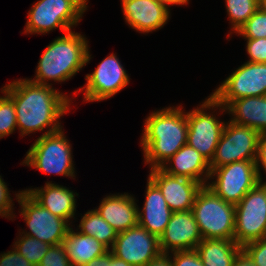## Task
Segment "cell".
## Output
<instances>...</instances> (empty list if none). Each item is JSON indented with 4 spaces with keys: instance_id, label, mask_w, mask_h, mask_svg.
Returning a JSON list of instances; mask_svg holds the SVG:
<instances>
[{
    "instance_id": "1",
    "label": "cell",
    "mask_w": 266,
    "mask_h": 266,
    "mask_svg": "<svg viewBox=\"0 0 266 266\" xmlns=\"http://www.w3.org/2000/svg\"><path fill=\"white\" fill-rule=\"evenodd\" d=\"M51 85L20 78L2 88L13 99L22 137L46 127L49 129L42 136L62 129L59 119L70 110L71 99Z\"/></svg>"
},
{
    "instance_id": "2",
    "label": "cell",
    "mask_w": 266,
    "mask_h": 266,
    "mask_svg": "<svg viewBox=\"0 0 266 266\" xmlns=\"http://www.w3.org/2000/svg\"><path fill=\"white\" fill-rule=\"evenodd\" d=\"M180 106L154 111L145 120L141 146L151 169L163 166L187 143V112Z\"/></svg>"
},
{
    "instance_id": "3",
    "label": "cell",
    "mask_w": 266,
    "mask_h": 266,
    "mask_svg": "<svg viewBox=\"0 0 266 266\" xmlns=\"http://www.w3.org/2000/svg\"><path fill=\"white\" fill-rule=\"evenodd\" d=\"M86 39L84 35L72 30L54 39L41 55L35 79L29 80L49 85V80L64 82L71 79L91 59Z\"/></svg>"
},
{
    "instance_id": "4",
    "label": "cell",
    "mask_w": 266,
    "mask_h": 266,
    "mask_svg": "<svg viewBox=\"0 0 266 266\" xmlns=\"http://www.w3.org/2000/svg\"><path fill=\"white\" fill-rule=\"evenodd\" d=\"M191 211L203 239L234 240L235 205L221 199L206 185L198 191Z\"/></svg>"
},
{
    "instance_id": "5",
    "label": "cell",
    "mask_w": 266,
    "mask_h": 266,
    "mask_svg": "<svg viewBox=\"0 0 266 266\" xmlns=\"http://www.w3.org/2000/svg\"><path fill=\"white\" fill-rule=\"evenodd\" d=\"M87 0H39L28 12L24 33H48L59 28L64 33L76 26L87 10Z\"/></svg>"
},
{
    "instance_id": "6",
    "label": "cell",
    "mask_w": 266,
    "mask_h": 266,
    "mask_svg": "<svg viewBox=\"0 0 266 266\" xmlns=\"http://www.w3.org/2000/svg\"><path fill=\"white\" fill-rule=\"evenodd\" d=\"M69 140L60 129L57 132L41 135L27 151L23 165L43 173H53L75 177L72 149Z\"/></svg>"
},
{
    "instance_id": "7",
    "label": "cell",
    "mask_w": 266,
    "mask_h": 266,
    "mask_svg": "<svg viewBox=\"0 0 266 266\" xmlns=\"http://www.w3.org/2000/svg\"><path fill=\"white\" fill-rule=\"evenodd\" d=\"M199 106L187 112V144L196 149L210 163L226 123L218 121L215 114H208L206 109L217 108L222 112L227 110L211 95Z\"/></svg>"
},
{
    "instance_id": "8",
    "label": "cell",
    "mask_w": 266,
    "mask_h": 266,
    "mask_svg": "<svg viewBox=\"0 0 266 266\" xmlns=\"http://www.w3.org/2000/svg\"><path fill=\"white\" fill-rule=\"evenodd\" d=\"M266 236V183L258 182L235 205L234 241L244 244Z\"/></svg>"
},
{
    "instance_id": "9",
    "label": "cell",
    "mask_w": 266,
    "mask_h": 266,
    "mask_svg": "<svg viewBox=\"0 0 266 266\" xmlns=\"http://www.w3.org/2000/svg\"><path fill=\"white\" fill-rule=\"evenodd\" d=\"M16 200L21 205L19 212L26 221L29 232H22L50 245L63 243L71 226L65 219L53 215L40 205L27 191L15 193Z\"/></svg>"
},
{
    "instance_id": "10",
    "label": "cell",
    "mask_w": 266,
    "mask_h": 266,
    "mask_svg": "<svg viewBox=\"0 0 266 266\" xmlns=\"http://www.w3.org/2000/svg\"><path fill=\"white\" fill-rule=\"evenodd\" d=\"M255 161H236L213 169L209 180L216 179L206 186L224 201L238 204L259 182Z\"/></svg>"
},
{
    "instance_id": "11",
    "label": "cell",
    "mask_w": 266,
    "mask_h": 266,
    "mask_svg": "<svg viewBox=\"0 0 266 266\" xmlns=\"http://www.w3.org/2000/svg\"><path fill=\"white\" fill-rule=\"evenodd\" d=\"M260 132L228 121L223 129L210 170L236 161L256 160Z\"/></svg>"
},
{
    "instance_id": "12",
    "label": "cell",
    "mask_w": 266,
    "mask_h": 266,
    "mask_svg": "<svg viewBox=\"0 0 266 266\" xmlns=\"http://www.w3.org/2000/svg\"><path fill=\"white\" fill-rule=\"evenodd\" d=\"M210 95L225 108L244 97L266 96V63L245 62Z\"/></svg>"
},
{
    "instance_id": "13",
    "label": "cell",
    "mask_w": 266,
    "mask_h": 266,
    "mask_svg": "<svg viewBox=\"0 0 266 266\" xmlns=\"http://www.w3.org/2000/svg\"><path fill=\"white\" fill-rule=\"evenodd\" d=\"M87 80L85 87L76 90L84 91L86 102H96L109 99L129 84V75L123 68L119 58L110 54L99 63L91 74L85 76Z\"/></svg>"
},
{
    "instance_id": "14",
    "label": "cell",
    "mask_w": 266,
    "mask_h": 266,
    "mask_svg": "<svg viewBox=\"0 0 266 266\" xmlns=\"http://www.w3.org/2000/svg\"><path fill=\"white\" fill-rule=\"evenodd\" d=\"M110 251L133 266H145L162 252L159 237L140 225L117 233Z\"/></svg>"
},
{
    "instance_id": "15",
    "label": "cell",
    "mask_w": 266,
    "mask_h": 266,
    "mask_svg": "<svg viewBox=\"0 0 266 266\" xmlns=\"http://www.w3.org/2000/svg\"><path fill=\"white\" fill-rule=\"evenodd\" d=\"M148 178L160 189L173 212L191 210L196 195L203 186L200 182L170 175L161 168L151 169Z\"/></svg>"
},
{
    "instance_id": "16",
    "label": "cell",
    "mask_w": 266,
    "mask_h": 266,
    "mask_svg": "<svg viewBox=\"0 0 266 266\" xmlns=\"http://www.w3.org/2000/svg\"><path fill=\"white\" fill-rule=\"evenodd\" d=\"M159 240L161 251L172 253L195 250L203 238L193 212L188 210L172 213L166 229Z\"/></svg>"
},
{
    "instance_id": "17",
    "label": "cell",
    "mask_w": 266,
    "mask_h": 266,
    "mask_svg": "<svg viewBox=\"0 0 266 266\" xmlns=\"http://www.w3.org/2000/svg\"><path fill=\"white\" fill-rule=\"evenodd\" d=\"M125 21L140 33L164 27L170 15L168 4L160 0H121Z\"/></svg>"
},
{
    "instance_id": "18",
    "label": "cell",
    "mask_w": 266,
    "mask_h": 266,
    "mask_svg": "<svg viewBox=\"0 0 266 266\" xmlns=\"http://www.w3.org/2000/svg\"><path fill=\"white\" fill-rule=\"evenodd\" d=\"M160 168L170 175L185 177L203 186L207 184L211 172L209 162L187 143Z\"/></svg>"
},
{
    "instance_id": "19",
    "label": "cell",
    "mask_w": 266,
    "mask_h": 266,
    "mask_svg": "<svg viewBox=\"0 0 266 266\" xmlns=\"http://www.w3.org/2000/svg\"><path fill=\"white\" fill-rule=\"evenodd\" d=\"M138 209L135 198L127 193L106 196L96 208L117 233L138 225Z\"/></svg>"
},
{
    "instance_id": "20",
    "label": "cell",
    "mask_w": 266,
    "mask_h": 266,
    "mask_svg": "<svg viewBox=\"0 0 266 266\" xmlns=\"http://www.w3.org/2000/svg\"><path fill=\"white\" fill-rule=\"evenodd\" d=\"M145 203L138 209V225L160 238L171 218L173 211L168 207L160 189L148 178Z\"/></svg>"
},
{
    "instance_id": "21",
    "label": "cell",
    "mask_w": 266,
    "mask_h": 266,
    "mask_svg": "<svg viewBox=\"0 0 266 266\" xmlns=\"http://www.w3.org/2000/svg\"><path fill=\"white\" fill-rule=\"evenodd\" d=\"M25 189L40 205L49 210L53 215L65 219H75L76 199L74 193L67 187L47 182L44 187Z\"/></svg>"
},
{
    "instance_id": "22",
    "label": "cell",
    "mask_w": 266,
    "mask_h": 266,
    "mask_svg": "<svg viewBox=\"0 0 266 266\" xmlns=\"http://www.w3.org/2000/svg\"><path fill=\"white\" fill-rule=\"evenodd\" d=\"M229 115H233L230 121L266 132V96L244 97L232 101L227 107Z\"/></svg>"
},
{
    "instance_id": "23",
    "label": "cell",
    "mask_w": 266,
    "mask_h": 266,
    "mask_svg": "<svg viewBox=\"0 0 266 266\" xmlns=\"http://www.w3.org/2000/svg\"><path fill=\"white\" fill-rule=\"evenodd\" d=\"M62 244L72 266H82L109 251L96 238L80 233L78 229L75 232L71 227Z\"/></svg>"
},
{
    "instance_id": "24",
    "label": "cell",
    "mask_w": 266,
    "mask_h": 266,
    "mask_svg": "<svg viewBox=\"0 0 266 266\" xmlns=\"http://www.w3.org/2000/svg\"><path fill=\"white\" fill-rule=\"evenodd\" d=\"M242 246L234 240L203 239L196 247L203 266H232Z\"/></svg>"
},
{
    "instance_id": "25",
    "label": "cell",
    "mask_w": 266,
    "mask_h": 266,
    "mask_svg": "<svg viewBox=\"0 0 266 266\" xmlns=\"http://www.w3.org/2000/svg\"><path fill=\"white\" fill-rule=\"evenodd\" d=\"M79 232L96 238L109 250L117 237L114 228L103 219L96 209L87 211L80 220Z\"/></svg>"
},
{
    "instance_id": "26",
    "label": "cell",
    "mask_w": 266,
    "mask_h": 266,
    "mask_svg": "<svg viewBox=\"0 0 266 266\" xmlns=\"http://www.w3.org/2000/svg\"><path fill=\"white\" fill-rule=\"evenodd\" d=\"M227 14L231 22V30L238 29L257 11L260 0H225Z\"/></svg>"
},
{
    "instance_id": "27",
    "label": "cell",
    "mask_w": 266,
    "mask_h": 266,
    "mask_svg": "<svg viewBox=\"0 0 266 266\" xmlns=\"http://www.w3.org/2000/svg\"><path fill=\"white\" fill-rule=\"evenodd\" d=\"M13 246L16 251L30 263L34 266H38L52 245L42 242L32 236L22 234L19 236L18 240L15 241Z\"/></svg>"
},
{
    "instance_id": "28",
    "label": "cell",
    "mask_w": 266,
    "mask_h": 266,
    "mask_svg": "<svg viewBox=\"0 0 266 266\" xmlns=\"http://www.w3.org/2000/svg\"><path fill=\"white\" fill-rule=\"evenodd\" d=\"M0 96V139L12 134L17 128L13 99L2 89Z\"/></svg>"
},
{
    "instance_id": "29",
    "label": "cell",
    "mask_w": 266,
    "mask_h": 266,
    "mask_svg": "<svg viewBox=\"0 0 266 266\" xmlns=\"http://www.w3.org/2000/svg\"><path fill=\"white\" fill-rule=\"evenodd\" d=\"M236 34L242 35L244 39L266 38V12L259 7Z\"/></svg>"
},
{
    "instance_id": "30",
    "label": "cell",
    "mask_w": 266,
    "mask_h": 266,
    "mask_svg": "<svg viewBox=\"0 0 266 266\" xmlns=\"http://www.w3.org/2000/svg\"><path fill=\"white\" fill-rule=\"evenodd\" d=\"M38 266H72L63 244L53 245L46 252Z\"/></svg>"
},
{
    "instance_id": "31",
    "label": "cell",
    "mask_w": 266,
    "mask_h": 266,
    "mask_svg": "<svg viewBox=\"0 0 266 266\" xmlns=\"http://www.w3.org/2000/svg\"><path fill=\"white\" fill-rule=\"evenodd\" d=\"M242 249L256 266H266V236L244 244Z\"/></svg>"
},
{
    "instance_id": "32",
    "label": "cell",
    "mask_w": 266,
    "mask_h": 266,
    "mask_svg": "<svg viewBox=\"0 0 266 266\" xmlns=\"http://www.w3.org/2000/svg\"><path fill=\"white\" fill-rule=\"evenodd\" d=\"M246 51L249 55L248 62L266 63V38L245 39Z\"/></svg>"
},
{
    "instance_id": "33",
    "label": "cell",
    "mask_w": 266,
    "mask_h": 266,
    "mask_svg": "<svg viewBox=\"0 0 266 266\" xmlns=\"http://www.w3.org/2000/svg\"><path fill=\"white\" fill-rule=\"evenodd\" d=\"M171 261L173 266H203L202 260L196 250L172 252Z\"/></svg>"
},
{
    "instance_id": "34",
    "label": "cell",
    "mask_w": 266,
    "mask_h": 266,
    "mask_svg": "<svg viewBox=\"0 0 266 266\" xmlns=\"http://www.w3.org/2000/svg\"><path fill=\"white\" fill-rule=\"evenodd\" d=\"M9 193L8 187L0 175V216L12 220L15 216L13 214L14 208H12L14 204L12 203L13 199L10 197L11 195Z\"/></svg>"
},
{
    "instance_id": "35",
    "label": "cell",
    "mask_w": 266,
    "mask_h": 266,
    "mask_svg": "<svg viewBox=\"0 0 266 266\" xmlns=\"http://www.w3.org/2000/svg\"><path fill=\"white\" fill-rule=\"evenodd\" d=\"M0 266H34L25 257L20 255L16 249L0 254Z\"/></svg>"
},
{
    "instance_id": "36",
    "label": "cell",
    "mask_w": 266,
    "mask_h": 266,
    "mask_svg": "<svg viewBox=\"0 0 266 266\" xmlns=\"http://www.w3.org/2000/svg\"><path fill=\"white\" fill-rule=\"evenodd\" d=\"M256 170H257V176L258 181L262 183V175H261V168L264 169L266 173V132H263L260 134L259 141H258V149H257V157H256ZM266 183V182H264Z\"/></svg>"
},
{
    "instance_id": "37",
    "label": "cell",
    "mask_w": 266,
    "mask_h": 266,
    "mask_svg": "<svg viewBox=\"0 0 266 266\" xmlns=\"http://www.w3.org/2000/svg\"><path fill=\"white\" fill-rule=\"evenodd\" d=\"M171 254L166 252H161L158 256L154 257L145 266H173L171 261Z\"/></svg>"
},
{
    "instance_id": "38",
    "label": "cell",
    "mask_w": 266,
    "mask_h": 266,
    "mask_svg": "<svg viewBox=\"0 0 266 266\" xmlns=\"http://www.w3.org/2000/svg\"><path fill=\"white\" fill-rule=\"evenodd\" d=\"M232 266H256L249 255L241 249L235 257Z\"/></svg>"
},
{
    "instance_id": "39",
    "label": "cell",
    "mask_w": 266,
    "mask_h": 266,
    "mask_svg": "<svg viewBox=\"0 0 266 266\" xmlns=\"http://www.w3.org/2000/svg\"><path fill=\"white\" fill-rule=\"evenodd\" d=\"M82 266H110V250L104 255L94 258Z\"/></svg>"
},
{
    "instance_id": "40",
    "label": "cell",
    "mask_w": 266,
    "mask_h": 266,
    "mask_svg": "<svg viewBox=\"0 0 266 266\" xmlns=\"http://www.w3.org/2000/svg\"><path fill=\"white\" fill-rule=\"evenodd\" d=\"M110 266H133L131 264H128L124 260L116 257L115 255L112 254L110 251Z\"/></svg>"
},
{
    "instance_id": "41",
    "label": "cell",
    "mask_w": 266,
    "mask_h": 266,
    "mask_svg": "<svg viewBox=\"0 0 266 266\" xmlns=\"http://www.w3.org/2000/svg\"><path fill=\"white\" fill-rule=\"evenodd\" d=\"M160 1H162V2H164V3H166V4H168L169 6L170 5H186V4H188V1L189 0H160Z\"/></svg>"
},
{
    "instance_id": "42",
    "label": "cell",
    "mask_w": 266,
    "mask_h": 266,
    "mask_svg": "<svg viewBox=\"0 0 266 266\" xmlns=\"http://www.w3.org/2000/svg\"><path fill=\"white\" fill-rule=\"evenodd\" d=\"M260 7L266 12V0H260Z\"/></svg>"
}]
</instances>
